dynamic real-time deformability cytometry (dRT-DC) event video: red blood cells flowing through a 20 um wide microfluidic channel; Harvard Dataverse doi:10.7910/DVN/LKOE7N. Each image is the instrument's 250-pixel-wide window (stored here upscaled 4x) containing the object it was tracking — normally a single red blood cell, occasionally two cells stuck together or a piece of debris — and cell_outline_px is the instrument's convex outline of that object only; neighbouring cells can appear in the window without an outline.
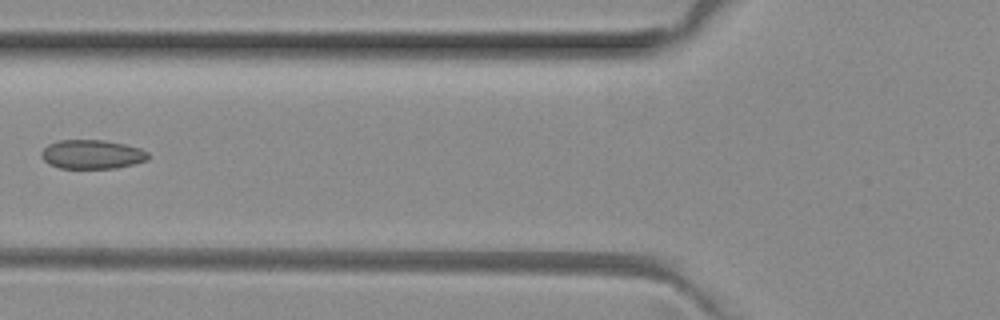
{"species": "common noctule bat (a hibernating species)", "species_latin": "Nyctalus noctula", "temperature_condition": "room temperature", "stored_images_in_passage": 7, "camera_frame_rate_fps": 3000, "um_per_image_px": 0.085, "animal": {"sex": "female", "body_mass_g": 29.2, "forearm_length_mm": 56.3}, "frame": {"image": 1, "passage_image": 5, "time_ms": 1.333, "image_size_px": [1000, 320], "cell_outline_px": [[148, 160], [116, 168], [60, 168], [48, 164], [40, 156], [40, 152], [48, 144], [60, 140], [104, 140], [124, 144], [140, 148], [148, 152]], "centroid_in_image_um": [7.8, 13.12], "position_along_channel_um": 118.0, "area_um2": 18.09}}
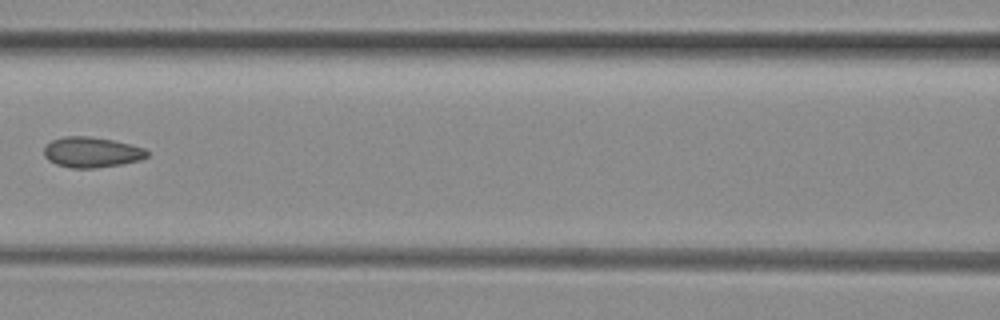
{"frame": {"image": 2, "passage_image": 6, "time_ms": 1.667, "image_size_px": [1000, 320], "cell_outline_px": [[148, 156], [140, 160], [124, 164], [96, 168], [72, 168], [56, 164], [48, 160], [44, 156], [44, 148], [52, 140], [64, 136], [88, 136], [112, 140], [144, 148], [148, 152]], "centroid_in_image_um": [7.78, 12.95], "position_along_channel_um": 158.8, "area_um2": 18.26}}
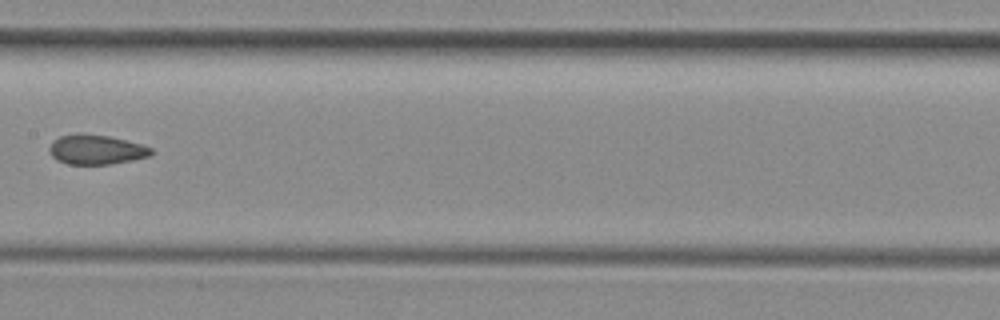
{"frame": {"image": 3, "passage_image": 7, "time_ms": 2.0, "image_size_px": [1000, 320], "cell_outline_px": [[152, 156], [132, 160], [108, 164], [68, 164], [56, 160], [52, 156], [48, 148], [52, 140], [60, 136], [80, 132], [108, 136], [140, 144], [152, 148]], "centroid_in_image_um": [8.14, 12.71], "position_along_channel_um": 199.3, "area_um2": 17.69}}